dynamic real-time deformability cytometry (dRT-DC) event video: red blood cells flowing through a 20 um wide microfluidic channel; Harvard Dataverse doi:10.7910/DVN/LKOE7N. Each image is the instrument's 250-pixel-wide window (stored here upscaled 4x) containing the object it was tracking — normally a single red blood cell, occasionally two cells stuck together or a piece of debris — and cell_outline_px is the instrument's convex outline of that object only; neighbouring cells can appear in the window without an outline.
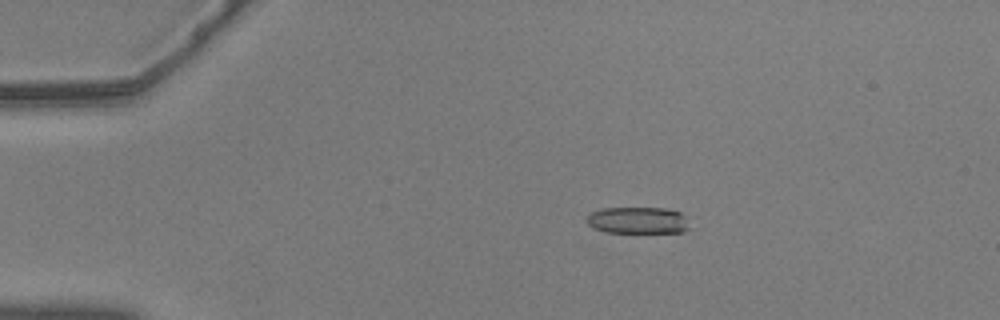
{"species": "common noctule bat (a hibernating species)", "species_latin": "Nyctalus noctula", "temperature_condition": "warm", "stored_images_in_passage": 52, "camera_frame_rate_fps": 3000, "um_per_image_px": 0.085, "animal": {"sex": "male", "body_mass_g": 20.5, "forearm_length_mm": 52.5}, "frame": {"image": 1, "passage_image": 7, "time_ms": 2.0, "image_size_px": [1000, 320], "cell_outline_px": [[692, 228], [684, 232], [608, 232], [592, 228], [588, 224], [588, 216], [592, 212], [604, 208], [664, 208], [680, 212], [684, 216]], "centroid_in_image_um": [54.26, 18.73], "position_along_channel_um": 30.7, "area_um2": 15.95}}
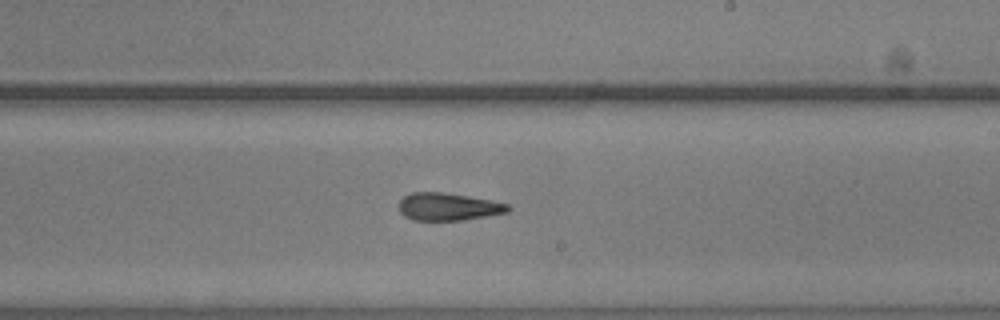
{"frame": {"image": 2, "passage_image": 30, "time_ms": 9.667, "image_size_px": [1000, 320], "cell_outline_px": [[512, 208], [508, 212], [488, 216], [464, 220], [412, 220], [404, 216], [400, 212], [400, 200], [404, 196], [412, 192], [444, 192], [492, 200], [508, 204]], "centroid_in_image_um": [38.12, 17.57], "position_along_channel_um": 250.9, "area_um2": 17.63}}
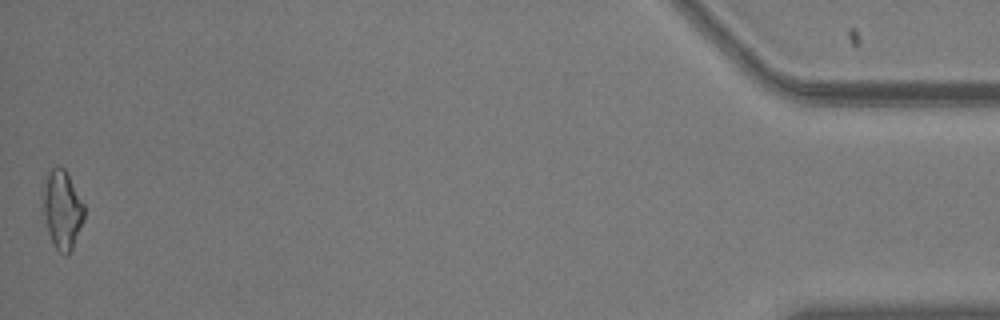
{"frame": {"image": 3, "passage_image": 52, "time_ms": 17.0, "image_size_px": [1000, 320], "cell_outline_px": [[84, 220], [72, 248], [64, 256], [56, 248], [48, 232], [44, 212], [44, 192], [48, 172], [56, 164], [60, 164], [64, 168], [84, 204]], "centroid_in_image_um": [5.31, 17.8], "position_along_channel_um": 429.9, "area_um2": 18.32}, "authors_computed_cell_mechanics": {"area_um2": 17.7735, "velocity_mm_per_s": 3.6563, "shape_relaxation_time_tau1_ms": null, "shape_relaxation_time_tau2_ms": 4.681, "deformation_change_tau1": null, "deformation_change_tau2": 0.163}}